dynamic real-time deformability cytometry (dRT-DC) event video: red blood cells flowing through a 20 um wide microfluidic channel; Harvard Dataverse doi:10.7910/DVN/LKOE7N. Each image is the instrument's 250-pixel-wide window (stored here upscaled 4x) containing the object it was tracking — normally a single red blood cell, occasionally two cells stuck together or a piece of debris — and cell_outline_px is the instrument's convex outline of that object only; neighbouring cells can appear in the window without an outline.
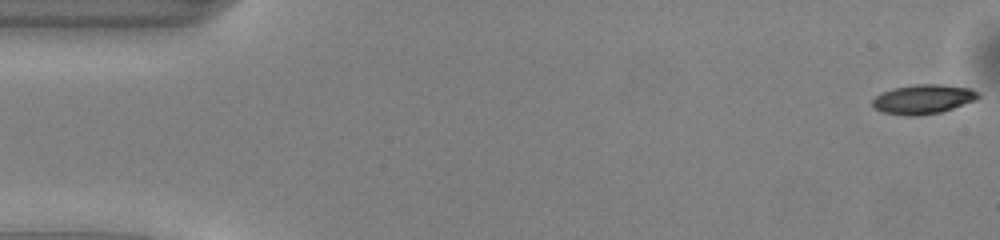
{"species": "common noctule bat (a hibernating species)", "species_latin": "Nyctalus noctula", "temperature_condition": "warm", "stored_images_in_passage": 50, "camera_frame_rate_fps": 3000, "um_per_image_px": 0.085, "animal": {"sex": "male", "body_mass_g": 13.0, "forearm_length_mm": 53.1}, "frame": {"image": 1, "passage_image": 1, "time_ms": 0.0, "image_size_px": [1000, 240], "cell_outline_px": [[980, 96], [976, 100], [940, 112], [916, 116], [908, 116], [884, 112], [872, 108], [872, 100], [876, 96], [884, 92], [896, 88], [916, 84], [940, 84], [972, 88], [980, 92]], "centroid_in_image_um": [78.5, 8.43], "position_along_channel_um": 6.5, "area_um2": 18.03}}
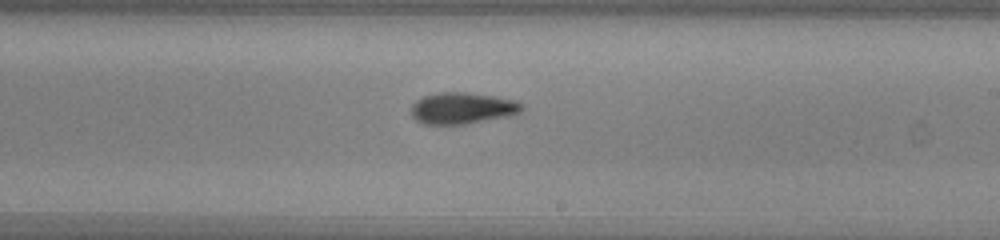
{"frame": {"image": 2, "passage_image": 29, "time_ms": 9.333, "image_size_px": [1000, 240], "cell_outline_px": [[524, 108], [520, 112], [512, 116], [464, 124], [424, 124], [416, 120], [412, 116], [412, 104], [420, 96], [436, 92], [468, 92], [496, 96], [516, 100], [524, 104]], "centroid_in_image_um": [39.32, 9.18], "position_along_channel_um": 249.7, "area_um2": 20.69}}
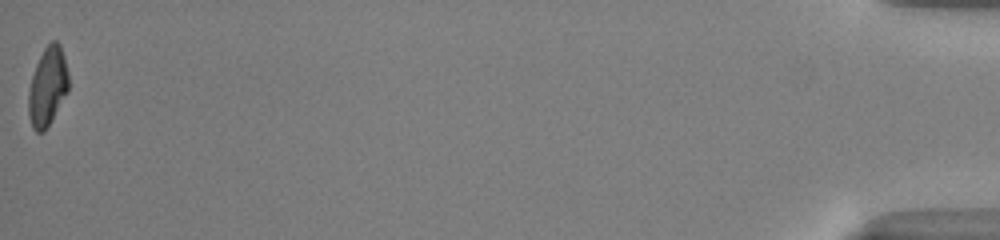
{"frame": {"image": 3, "passage_image": 50, "time_ms": 16.333, "image_size_px": [1000, 240], "cell_outline_px": [[68, 92], [44, 132], [36, 132], [32, 128], [28, 112], [28, 92], [32, 76], [36, 64], [44, 48], [52, 40], [56, 40], [60, 44], [64, 56], [68, 72]], "centroid_in_image_um": [4.04, 7.35], "position_along_channel_um": 431.2, "area_um2": 18.38}, "authors_computed_cell_mechanics": {"area_um2": 19.1607, "velocity_mm_per_s": 4.1216, "shape_relaxation_time_tau1_ms": 3.3568, "shape_relaxation_time_tau2_ms": 4.7815, "deformation_change_tau1": 0.1651, "deformation_change_tau2": 0.1438}}